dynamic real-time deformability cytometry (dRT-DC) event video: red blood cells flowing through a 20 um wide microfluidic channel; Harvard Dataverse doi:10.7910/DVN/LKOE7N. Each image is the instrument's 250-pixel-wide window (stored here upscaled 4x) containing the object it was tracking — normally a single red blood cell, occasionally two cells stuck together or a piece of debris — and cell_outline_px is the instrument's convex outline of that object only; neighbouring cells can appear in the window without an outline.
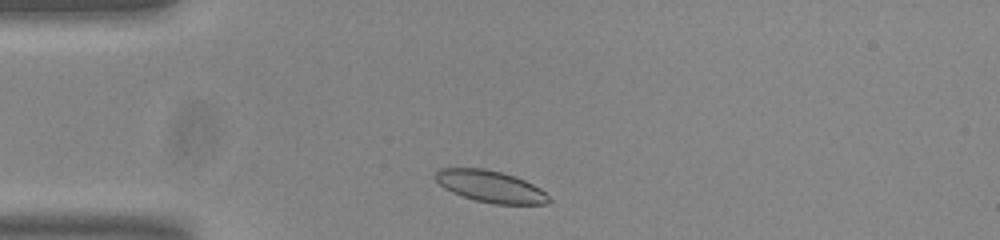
{"species": "common noctule bat (a hibernating species)", "species_latin": "Nyctalus noctula", "temperature_condition": "room temperature", "stored_images_in_passage": 36, "camera_frame_rate_fps": 3000, "um_per_image_px": 0.085, "animal": {"sex": "male", "body_mass_g": 20.0, "forearm_length_mm": 53.3}, "frame": {"image": 1, "passage_image": 1, "time_ms": 0.0, "image_size_px": [1000, 240], "cell_outline_px": [[552, 200], [544, 204], [492, 204], [476, 200], [452, 192], [444, 188], [436, 180], [436, 172], [440, 168], [484, 168], [516, 176], [540, 188]], "centroid_in_image_um": [41.7, 15.85], "position_along_channel_um": 43.3, "area_um2": 20.81}}
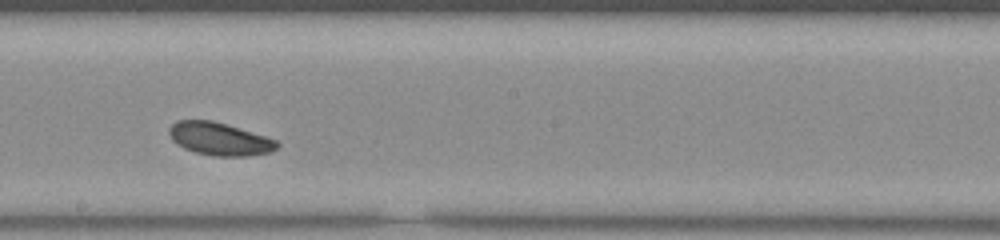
{"frame": {"image": 2, "passage_image": 18, "time_ms": 5.667, "image_size_px": [1000, 240], "cell_outline_px": [[280, 144], [276, 148], [268, 152], [248, 156], [212, 156], [196, 152], [184, 148], [176, 144], [172, 140], [168, 132], [168, 128], [176, 120], [212, 120], [264, 136], [276, 140]], "centroid_in_image_um": [18.6, 11.81], "position_along_channel_um": 229.6, "area_um2": 20.46}}
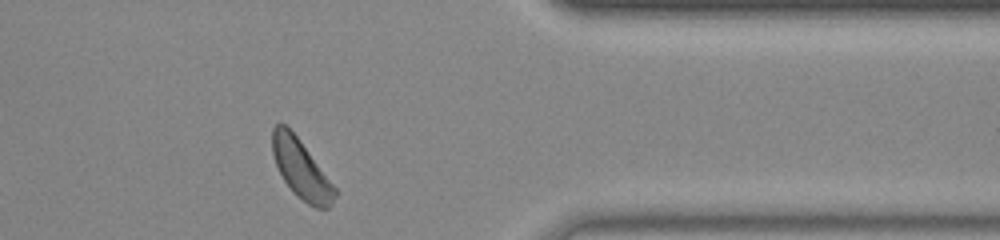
{"frame": {"image": 3, "passage_image": 32, "time_ms": 10.333, "image_size_px": [1000, 240], "cell_outline_px": [[336, 196], [332, 204], [328, 208], [316, 208], [308, 204], [296, 196], [284, 180], [276, 164], [272, 152], [272, 128], [276, 124], [284, 124], [300, 140], [336, 188]], "centroid_in_image_um": [25.6, 14.39], "position_along_channel_um": 385.8, "area_um2": 21.1}, "authors_computed_cell_mechanics": {"area_um2": 20.9236, "velocity_mm_per_s": 3.6929, "shape_relaxation_time_tau1_ms": 1.402, "shape_relaxation_time_tau2_ms": null, "deformation_change_tau1": 0.0669, "deformation_change_tau2": null}}